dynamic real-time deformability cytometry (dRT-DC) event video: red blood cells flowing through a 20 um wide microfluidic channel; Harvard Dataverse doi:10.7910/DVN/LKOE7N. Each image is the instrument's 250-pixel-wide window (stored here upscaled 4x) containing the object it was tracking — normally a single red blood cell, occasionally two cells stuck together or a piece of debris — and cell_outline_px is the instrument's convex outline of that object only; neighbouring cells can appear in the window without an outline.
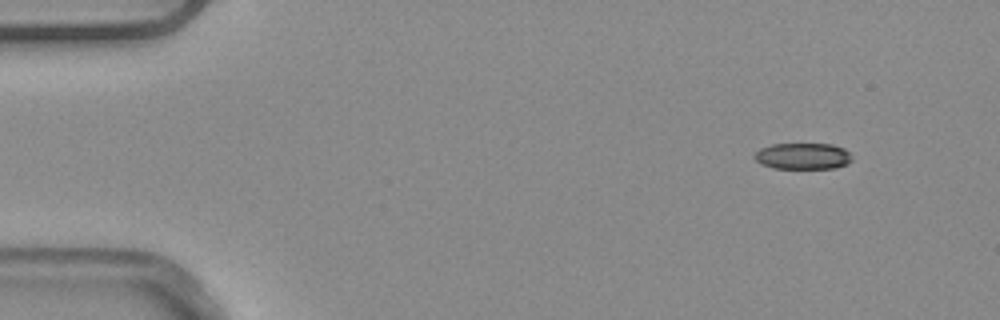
{"species": "common noctule bat (a hibernating species)", "species_latin": "Nyctalus noctula", "temperature_condition": "warm", "stored_images_in_passage": 4, "camera_frame_rate_fps": 3000, "um_per_image_px": 0.085, "animal": {"sex": "male", "body_mass_g": 20.4}, "frame": {"image": 1, "passage_image": 1, "time_ms": 0.0, "image_size_px": [1000, 320], "cell_outline_px": [[852, 160], [848, 164], [836, 168], [772, 168], [756, 160], [752, 156], [760, 148], [772, 144], [832, 144], [844, 148], [848, 152]], "centroid_in_image_um": [68.25, 13.27], "position_along_channel_um": 16.7, "area_um2": 14.91}}
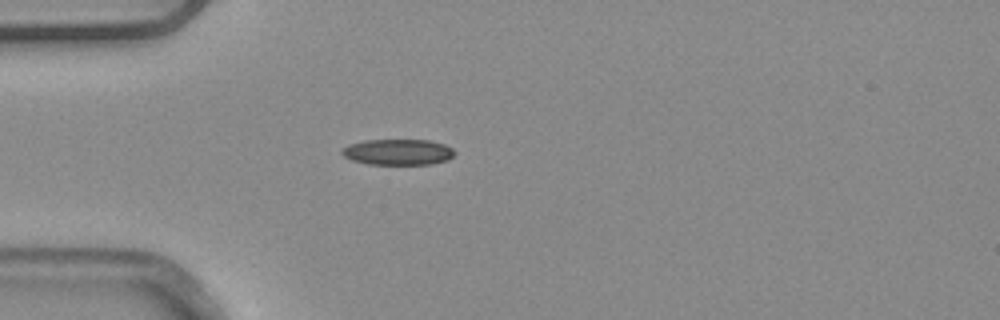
{"frame": {"image": 2, "passage_image": 4, "time_ms": 1.0, "image_size_px": [1000, 320], "cell_outline_px": [[456, 152], [448, 160], [432, 164], [368, 164], [352, 160], [344, 156], [340, 152], [340, 148], [348, 144], [364, 140], [428, 140], [444, 144], [452, 148]], "centroid_in_image_um": [33.8, 12.92], "position_along_channel_um": 51.2, "area_um2": 17.11}}